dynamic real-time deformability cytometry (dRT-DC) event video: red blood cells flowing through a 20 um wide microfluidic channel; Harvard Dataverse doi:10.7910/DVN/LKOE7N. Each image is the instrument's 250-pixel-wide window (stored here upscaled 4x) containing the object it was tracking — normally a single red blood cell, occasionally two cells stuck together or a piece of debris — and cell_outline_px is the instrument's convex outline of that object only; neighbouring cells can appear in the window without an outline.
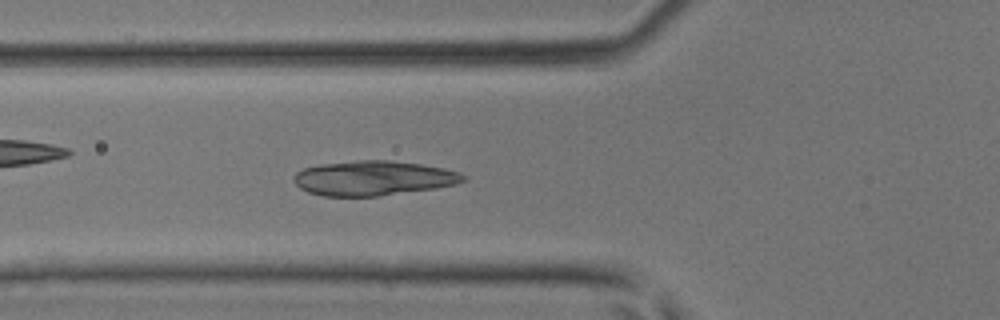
{"species": "common noctule bat (a hibernating species)", "species_latin": "Nyctalus noctula", "temperature_condition": "room temperature", "stored_images_in_passage": 43, "camera_frame_rate_fps": 3000, "um_per_image_px": 0.085, "animal": {"sex": "male", "body_mass_g": 17.9, "forearm_length_mm": 54.2}, "frame": {"image": 1, "passage_image": 15, "time_ms": 4.667, "image_size_px": [1000, 320], "cell_outline_px": [[468, 180], [456, 184], [436, 188], [376, 196], [324, 196], [308, 192], [300, 188], [292, 180], [292, 176], [296, 172], [304, 168], [320, 164], [356, 160], [388, 160], [420, 164], [444, 168], [460, 172]], "centroid_in_image_um": [31.72, 15.14], "position_along_channel_um": 94.1, "area_um2": 34.33}}
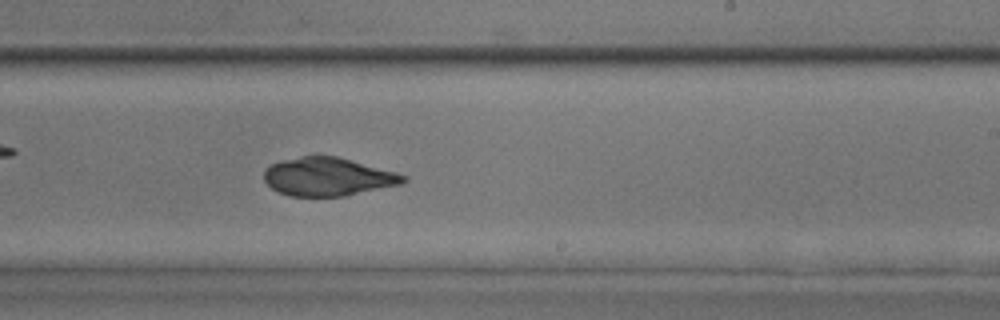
{"frame": {"image": 2, "passage_image": 26, "time_ms": 8.333, "image_size_px": [1000, 320], "cell_outline_px": [[408, 180], [400, 184], [344, 196], [288, 196], [276, 192], [264, 180], [264, 172], [272, 164], [280, 160], [304, 156], [336, 156], [396, 172], [408, 176]], "centroid_in_image_um": [27.86, 15.03], "position_along_channel_um": 261.1, "area_um2": 30.92}}
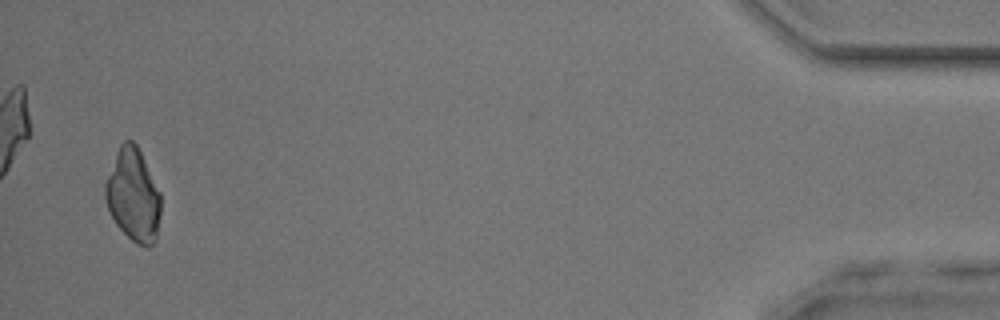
{"frame": {"image": 3, "passage_image": 42, "time_ms": 13.667, "image_size_px": [1000, 320], "cell_outline_px": [[160, 212], [156, 240], [148, 248], [136, 244], [116, 224], [108, 208], [104, 196], [104, 184], [120, 144], [124, 140], [132, 140], [136, 144], [160, 192]], "centroid_in_image_um": [11.32, 16.61], "position_along_channel_um": 423.9, "area_um2": 29.71}}